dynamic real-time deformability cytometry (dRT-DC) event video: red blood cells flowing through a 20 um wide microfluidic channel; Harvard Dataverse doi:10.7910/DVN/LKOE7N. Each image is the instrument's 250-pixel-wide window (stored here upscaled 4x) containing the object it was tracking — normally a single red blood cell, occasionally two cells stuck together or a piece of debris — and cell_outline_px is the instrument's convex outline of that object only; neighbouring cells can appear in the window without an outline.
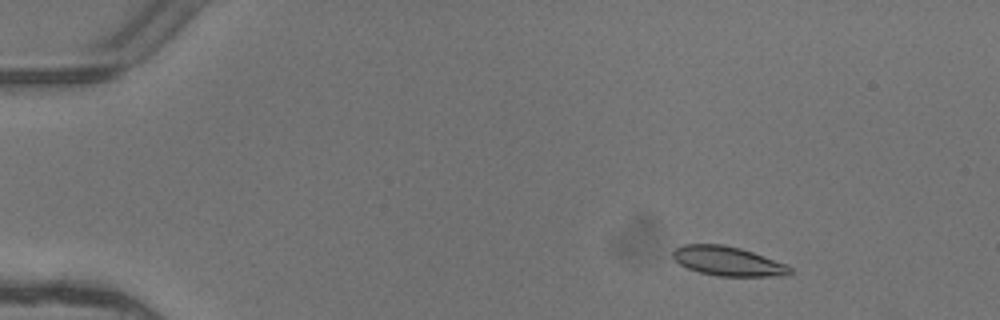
{"species": "common noctule bat (a hibernating species)", "species_latin": "Nyctalus noctula", "temperature_condition": "warm", "stored_images_in_passage": 5, "camera_frame_rate_fps": 3000, "um_per_image_px": 0.085, "animal": {"sex": "female"}, "frame": {"image": 1, "passage_image": 2, "time_ms": 0.333, "image_size_px": [1000, 320], "cell_outline_px": [[792, 272], [788, 276], [720, 276], [700, 272], [688, 268], [680, 264], [672, 256], [672, 252], [676, 248], [684, 244], [724, 244], [740, 248], [788, 264], [792, 268]], "centroid_in_image_um": [61.91, 22.2], "position_along_channel_um": 23.1, "area_um2": 20.06}}
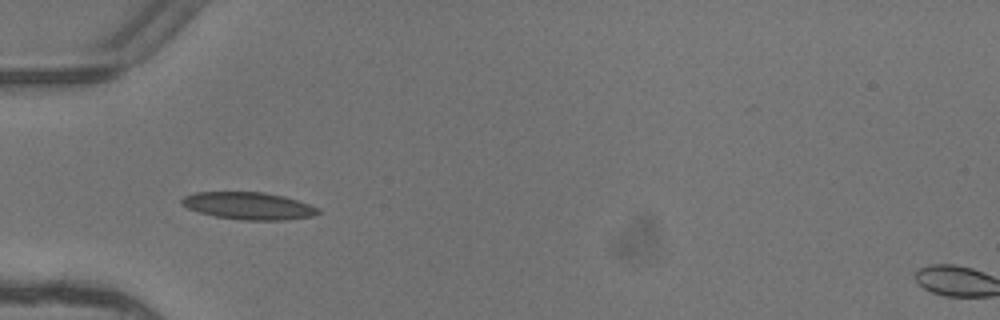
{"frame": {"image": 2, "passage_image": 4, "time_ms": 1.0, "image_size_px": [1000, 320], "cell_outline_px": [[320, 212], [312, 216], [288, 220], [240, 220], [216, 216], [200, 212], [188, 208], [180, 204], [180, 200], [184, 196], [196, 192], [264, 192], [284, 196], [320, 208]], "centroid_in_image_um": [21.13, 17.49], "position_along_channel_um": 63.9, "area_um2": 21.68}}
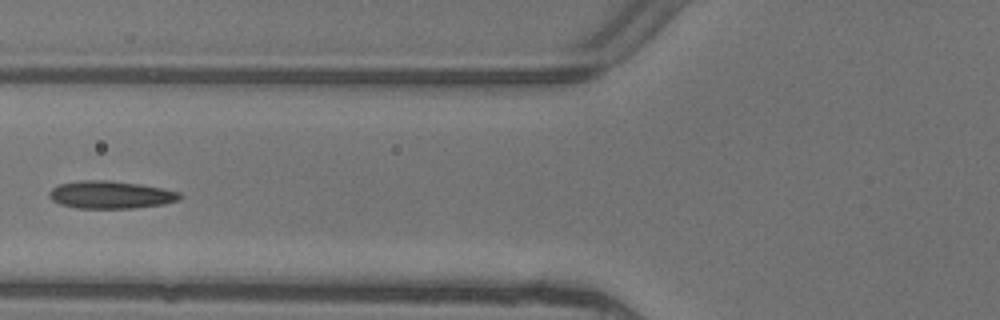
{"frame": {"image": 3, "passage_image": 5, "time_ms": 1.333, "image_size_px": [1000, 320], "cell_outline_px": [[184, 196], [180, 200], [164, 204], [132, 208], [76, 208], [60, 204], [52, 200], [48, 196], [48, 192], [52, 188], [60, 184], [80, 180], [108, 180], [140, 184], [164, 188], [180, 192]], "centroid_in_image_um": [9.43, 16.55], "position_along_channel_um": 116.4, "area_um2": 21.21}}